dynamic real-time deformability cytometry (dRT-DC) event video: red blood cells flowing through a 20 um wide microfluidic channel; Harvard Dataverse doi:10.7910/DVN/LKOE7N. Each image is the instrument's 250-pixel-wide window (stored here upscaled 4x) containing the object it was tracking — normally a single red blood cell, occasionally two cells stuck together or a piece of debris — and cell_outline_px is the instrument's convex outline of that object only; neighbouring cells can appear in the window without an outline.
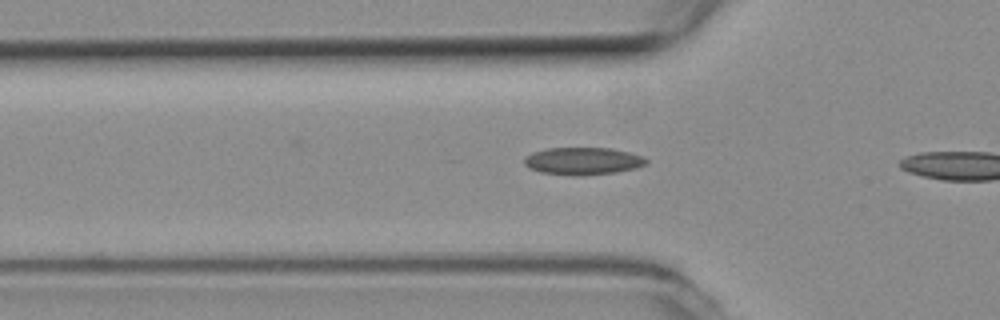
{"species": "common noctule bat (a hibernating species)", "species_latin": "Nyctalus noctula", "temperature_condition": "room temperature", "stored_images_in_passage": 8, "camera_frame_rate_fps": 3000, "um_per_image_px": 0.085, "animal": {"sex": "female", "body_mass_g": 19.3, "forearm_length_mm": 54.1}, "frame": {"image": 1, "passage_image": 7, "time_ms": 2.0, "image_size_px": [1000, 320], "cell_outline_px": [[648, 164], [636, 168], [616, 172], [576, 176], [572, 176], [540, 172], [528, 168], [524, 164], [524, 156], [532, 152], [548, 148], [612, 148], [644, 156], [648, 160]], "centroid_in_image_um": [49.54, 13.69], "position_along_channel_um": 76.3, "area_um2": 19.71}}